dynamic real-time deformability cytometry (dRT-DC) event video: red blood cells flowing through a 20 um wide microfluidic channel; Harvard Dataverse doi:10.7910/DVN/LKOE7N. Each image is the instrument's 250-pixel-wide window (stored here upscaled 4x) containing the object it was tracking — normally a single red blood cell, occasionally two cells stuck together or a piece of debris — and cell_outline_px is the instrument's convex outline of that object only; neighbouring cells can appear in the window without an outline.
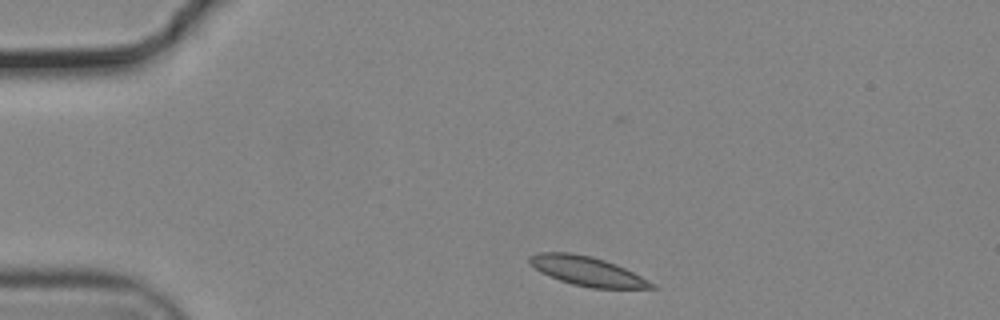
{"species": "common noctule bat (a hibernating species)", "species_latin": "Nyctalus noctula", "temperature_condition": "cold", "stored_images_in_passage": 38, "camera_frame_rate_fps": 3000, "um_per_image_px": 0.085, "animal": {"sex": "male", "body_mass_g": 19.2, "forearm_length_mm": 51.8}, "frame": {"image": 1, "passage_image": 1, "time_ms": 0.0, "image_size_px": [1000, 320], "cell_outline_px": [[660, 288], [592, 288], [572, 284], [548, 276], [540, 272], [528, 260], [528, 256], [540, 252], [572, 252], [592, 256], [616, 264], [656, 284]], "centroid_in_image_um": [49.91, 23.04], "position_along_channel_um": 35.1, "area_um2": 20.75}}
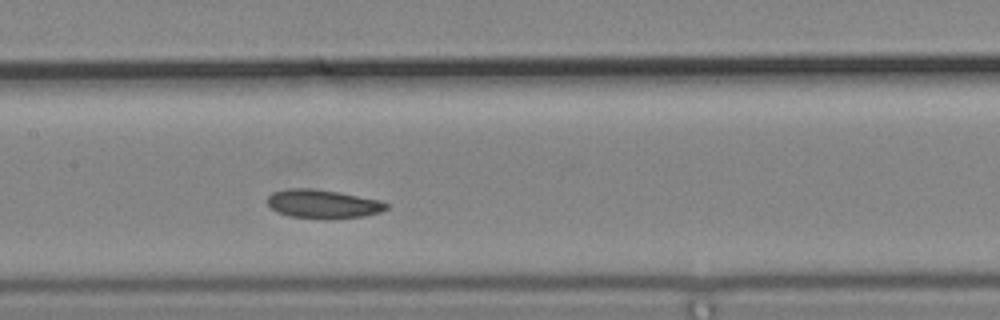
{"frame": {"image": 2, "passage_image": 17, "time_ms": 5.333, "image_size_px": [1000, 320], "cell_outline_px": [[388, 208], [380, 212], [364, 216], [324, 220], [288, 216], [276, 212], [268, 204], [268, 196], [272, 192], [288, 188], [312, 188], [336, 192], [380, 200], [388, 204]], "centroid_in_image_um": [27.42, 17.35], "position_along_channel_um": 180.0, "area_um2": 20.06}}
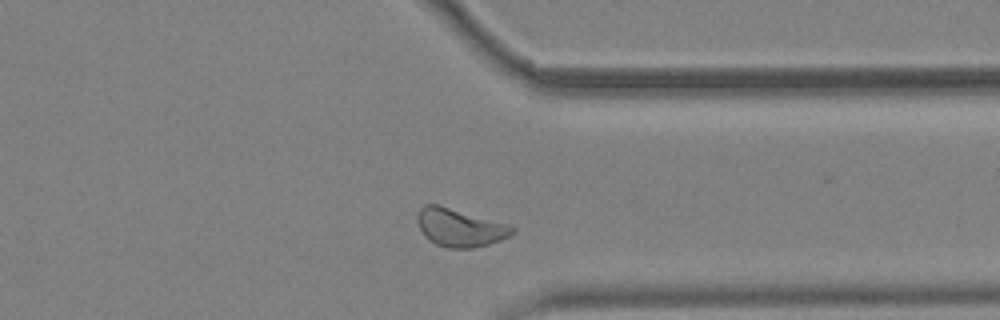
{"frame": {"image": 3, "passage_image": 33, "time_ms": 10.667, "image_size_px": [1000, 320], "cell_outline_px": [[516, 232], [500, 240], [488, 244], [472, 248], [448, 248], [436, 244], [428, 240], [424, 236], [416, 220], [416, 216], [420, 208], [424, 204], [436, 204], [512, 224], [516, 228]], "centroid_in_image_um": [39.1, 19.34], "position_along_channel_um": 372.3, "area_um2": 21.27}, "authors_computed_cell_mechanics": {"area_um2": 20.2589, "velocity_mm_per_s": 3.6477, "shape_relaxation_time_tau1_ms": 7.8945, "shape_relaxation_time_tau2_ms": 8.861, "deformation_change_tau1": 0.086, "deformation_change_tau2": 0.1041}}